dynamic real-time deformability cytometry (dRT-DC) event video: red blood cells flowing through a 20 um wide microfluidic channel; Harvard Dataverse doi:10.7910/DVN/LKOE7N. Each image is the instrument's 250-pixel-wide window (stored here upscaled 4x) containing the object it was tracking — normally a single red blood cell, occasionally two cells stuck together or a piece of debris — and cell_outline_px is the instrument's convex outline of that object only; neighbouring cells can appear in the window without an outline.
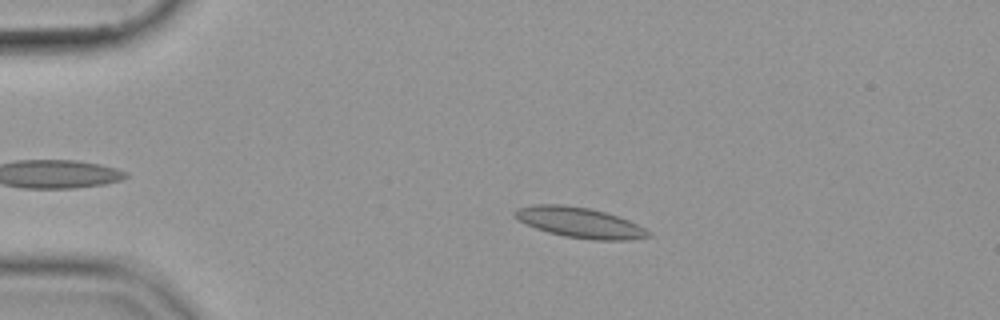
{"species": "common noctule bat (a hibernating species)", "species_latin": "Nyctalus noctula", "temperature_condition": "cold", "stored_images_in_passage": 47, "camera_frame_rate_fps": 3000, "um_per_image_px": 0.085, "animal": {"sex": "female", "body_mass_g": 19.9}, "frame": {"image": 1, "passage_image": 11, "time_ms": 3.333, "image_size_px": [1000, 320], "cell_outline_px": [[652, 236], [628, 240], [592, 240], [564, 236], [548, 232], [536, 228], [516, 220], [512, 212], [516, 208], [532, 204], [564, 204], [588, 208], [604, 212], [628, 220], [652, 232]], "centroid_in_image_um": [49.23, 18.91], "position_along_channel_um": 35.8, "area_um2": 23.76}}
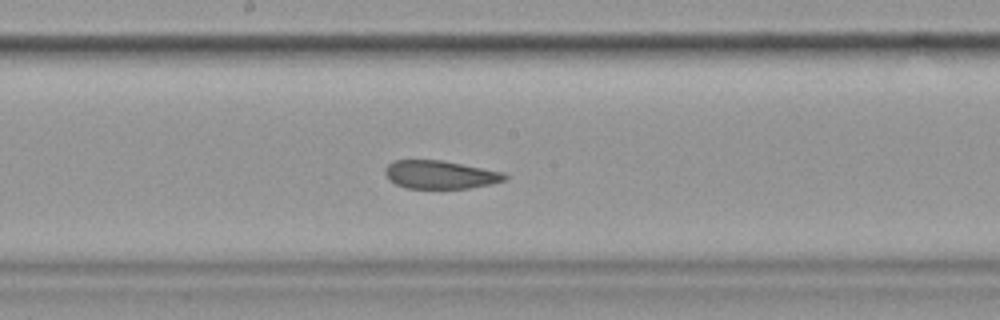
{"frame": {"image": 2, "passage_image": 29, "time_ms": 9.333, "image_size_px": [1000, 320], "cell_outline_px": [[508, 176], [504, 180], [492, 184], [468, 188], [408, 188], [396, 184], [388, 180], [384, 172], [384, 168], [392, 160], [440, 160], [504, 172]], "centroid_in_image_um": [37.38, 14.84], "position_along_channel_um": 210.8, "area_um2": 19.65}}
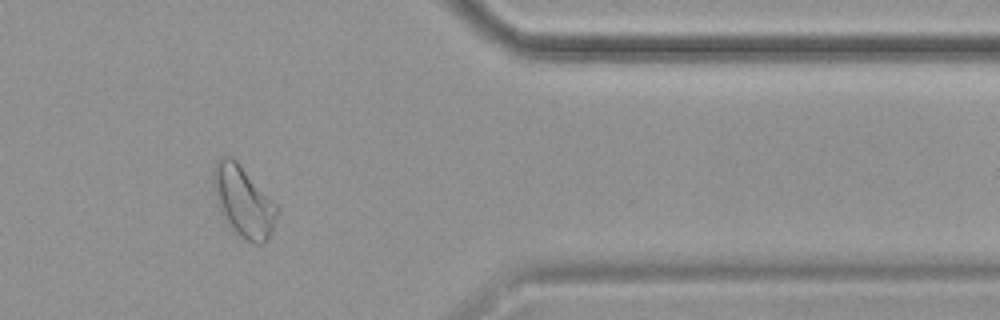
{"frame": {"image": 3, "passage_image": 45, "time_ms": 14.667, "image_size_px": [1000, 320], "cell_outline_px": [[280, 208], [272, 232], [268, 240], [264, 244], [252, 244], [240, 236], [224, 220], [220, 212], [216, 200], [212, 184], [212, 172], [216, 160], [224, 156], [232, 156], [236, 160]], "centroid_in_image_um": [20.68, 17.14], "position_along_channel_um": 390.7, "area_um2": 26.59}}